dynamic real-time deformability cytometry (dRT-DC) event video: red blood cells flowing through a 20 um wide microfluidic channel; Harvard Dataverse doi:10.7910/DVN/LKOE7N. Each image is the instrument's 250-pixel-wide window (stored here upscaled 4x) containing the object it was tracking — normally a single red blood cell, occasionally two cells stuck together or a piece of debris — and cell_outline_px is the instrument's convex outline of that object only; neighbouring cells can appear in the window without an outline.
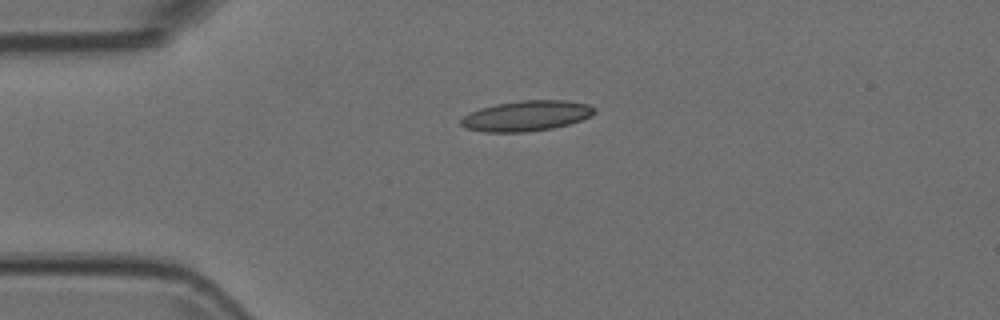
{"species": "Egyptian fruit bat (a non-hibernating species)", "species_latin": "Rousettus aegyptiacus", "temperature_condition": "room temperature", "stored_images_in_passage": 42, "camera_frame_rate_fps": 3000, "um_per_image_px": 0.085, "animal": {"sex": "female"}, "frame": {"image": 1, "passage_image": 1, "time_ms": 0.0, "image_size_px": [1000, 320], "cell_outline_px": [[596, 112], [592, 116], [568, 124], [552, 128], [524, 132], [484, 132], [464, 128], [460, 124], [460, 120], [468, 112], [480, 108], [496, 104], [520, 100], [564, 100], [588, 104], [596, 108]], "centroid_in_image_um": [44.73, 9.84], "position_along_channel_um": 40.3, "area_um2": 23.76}}
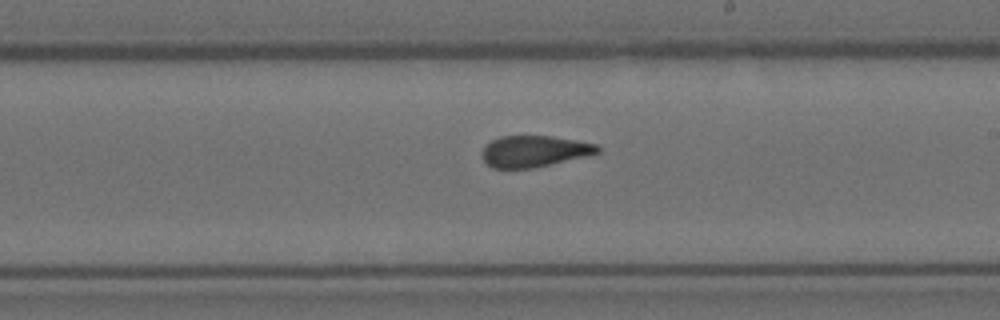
{"frame": {"image": 2, "passage_image": 19, "time_ms": 6.0, "image_size_px": [1000, 320], "cell_outline_px": [[600, 152], [584, 156], [532, 168], [492, 168], [480, 156], [480, 152], [492, 140], [500, 136], [552, 136], [576, 140], [596, 144], [600, 148]], "centroid_in_image_um": [45.37, 12.85], "position_along_channel_um": 243.6, "area_um2": 20.87}}
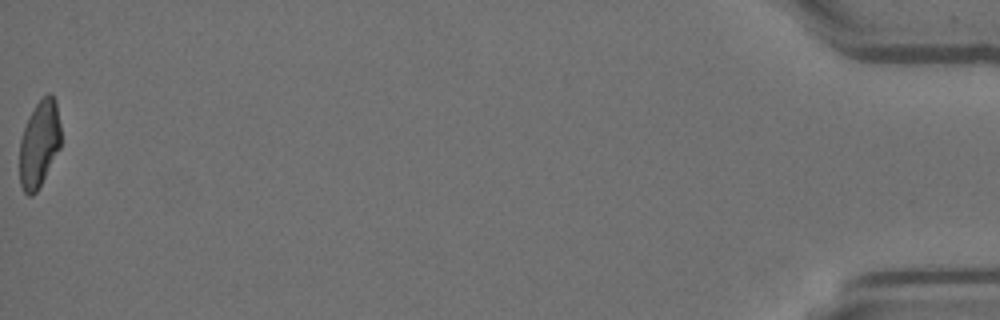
{"frame": {"image": 3, "passage_image": 42, "time_ms": 13.667, "image_size_px": [1000, 320], "cell_outline_px": [[60, 148], [36, 192], [32, 196], [28, 196], [24, 192], [20, 184], [20, 140], [28, 116], [36, 104], [48, 92], [52, 92], [56, 100], [60, 124]], "centroid_in_image_um": [3.34, 12.2], "position_along_channel_um": 431.9, "area_um2": 20.87}}